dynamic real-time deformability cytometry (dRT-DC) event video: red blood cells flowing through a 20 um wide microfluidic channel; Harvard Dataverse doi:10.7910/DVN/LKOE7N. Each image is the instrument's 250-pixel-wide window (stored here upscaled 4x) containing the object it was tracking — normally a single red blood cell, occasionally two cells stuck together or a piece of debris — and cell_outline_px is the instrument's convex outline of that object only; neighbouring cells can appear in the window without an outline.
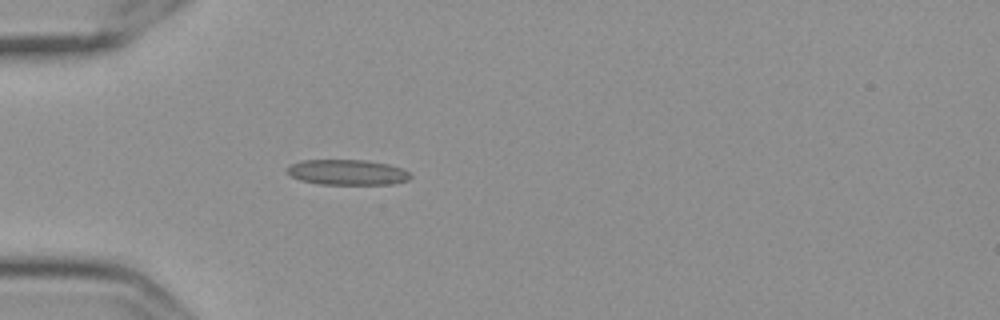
{"species": "Egyptian fruit bat (a non-hibernating species)", "species_latin": "Rousettus aegyptiacus", "temperature_condition": "cold", "stored_images_in_passage": 36, "camera_frame_rate_fps": 3000, "um_per_image_px": 0.085, "frame": {"image": 1, "passage_image": 1, "time_ms": 0.0, "image_size_px": [1000, 320], "cell_outline_px": [[412, 176], [408, 180], [392, 184], [320, 184], [300, 180], [292, 176], [284, 168], [300, 160], [364, 160], [388, 164], [400, 168], [408, 172]], "centroid_in_image_um": [29.5, 14.64], "position_along_channel_um": 55.5, "area_um2": 18.15}}
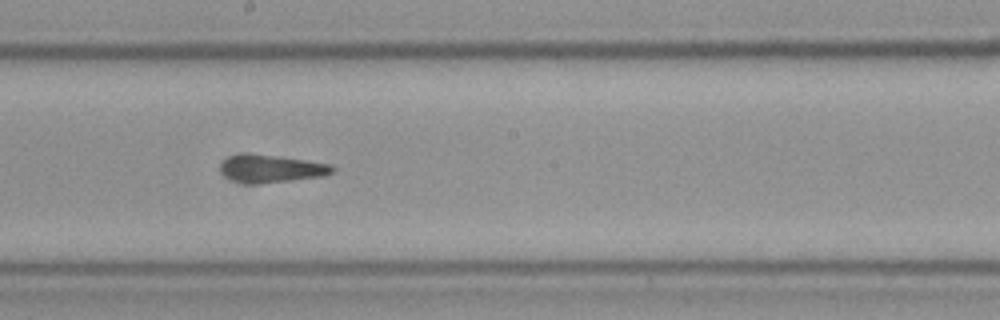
{"frame": {"image": 2, "passage_image": 16, "time_ms": 5.0, "image_size_px": [1000, 320], "cell_outline_px": [[336, 168], [332, 172], [320, 176], [288, 180], [252, 184], [232, 180], [220, 168], [220, 164], [224, 160], [232, 156], [280, 156], [332, 164]], "centroid_in_image_um": [23.13, 14.35], "position_along_channel_um": 225.1, "area_um2": 17.05}}
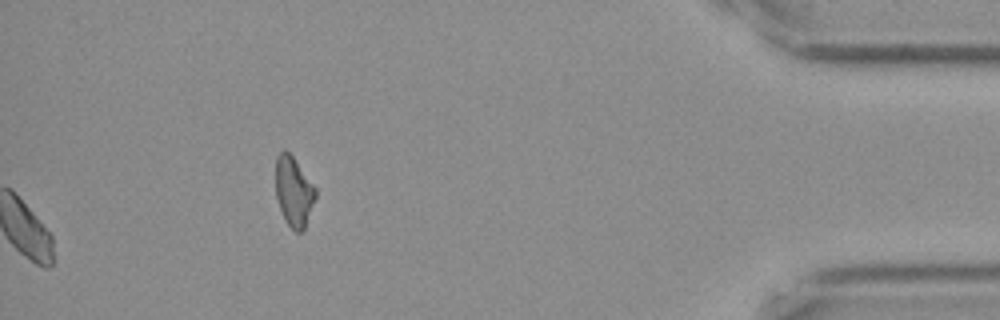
{"frame": {"image": 3, "passage_image": 36, "time_ms": 11.667, "image_size_px": [1000, 320], "cell_outline_px": [[316, 196], [304, 228], [300, 232], [296, 232], [284, 220], [276, 196], [276, 156], [284, 148], [292, 156], [316, 188]], "centroid_in_image_um": [24.95, 16.26], "position_along_channel_um": 410.2, "area_um2": 15.95}, "authors_computed_cell_mechanics": {"area_um2": 17.1088, "velocity_mm_per_s": 3.5458, "shape_relaxation_time_tau1_ms": null, "shape_relaxation_time_tau2_ms": 7.3967, "deformation_change_tau1": null, "deformation_change_tau2": 0.1687}}